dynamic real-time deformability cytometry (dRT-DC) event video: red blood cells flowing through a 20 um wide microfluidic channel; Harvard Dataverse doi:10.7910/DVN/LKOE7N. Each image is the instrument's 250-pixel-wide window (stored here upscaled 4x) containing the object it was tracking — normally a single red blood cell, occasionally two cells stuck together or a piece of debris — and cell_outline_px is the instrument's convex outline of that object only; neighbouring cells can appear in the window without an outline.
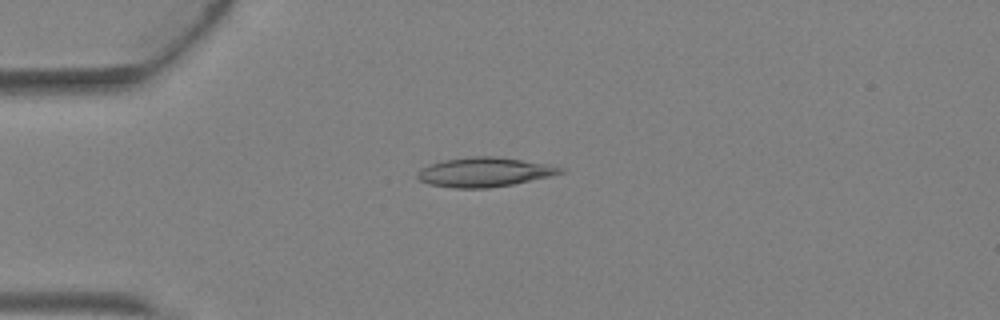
{"species": "Egyptian fruit bat (a non-hibernating species)", "species_latin": "Rousettus aegyptiacus", "temperature_condition": "warm", "stored_images_in_passage": 2, "camera_frame_rate_fps": 3000, "um_per_image_px": 0.085, "animal": {"sex": "female"}, "frame": {"image": 1, "passage_image": 1, "time_ms": 0.0, "image_size_px": [1000, 320], "cell_outline_px": [[564, 172], [552, 176], [512, 184], [488, 188], [452, 188], [428, 184], [420, 180], [416, 176], [416, 172], [420, 168], [444, 160], [472, 156], [496, 156], [552, 164], [564, 168]], "centroid_in_image_um": [41.19, 14.62], "position_along_channel_um": 43.8, "area_um2": 24.68}}